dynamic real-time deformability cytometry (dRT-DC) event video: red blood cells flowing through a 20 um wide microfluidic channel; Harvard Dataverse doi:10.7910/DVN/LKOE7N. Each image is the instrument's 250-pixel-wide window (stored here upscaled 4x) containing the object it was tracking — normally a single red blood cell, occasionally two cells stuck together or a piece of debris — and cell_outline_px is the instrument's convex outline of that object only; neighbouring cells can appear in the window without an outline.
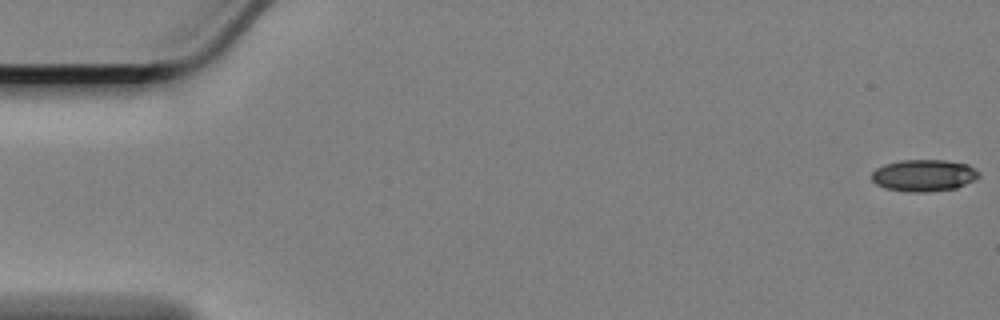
{"species": "Egyptian fruit bat (a non-hibernating species)", "species_latin": "Rousettus aegyptiacus", "temperature_condition": "cold", "stored_images_in_passage": 59, "camera_frame_rate_fps": 3000, "um_per_image_px": 0.085, "animal": {"sex": "female"}, "frame": {"image": 1, "passage_image": 1, "time_ms": 0.0, "image_size_px": [1000, 320], "cell_outline_px": [[980, 176], [956, 188], [928, 192], [908, 192], [884, 188], [876, 184], [872, 180], [872, 172], [876, 168], [884, 164], [900, 160], [944, 160], [968, 164], [980, 172]], "centroid_in_image_um": [78.5, 14.91], "position_along_channel_um": 6.5, "area_um2": 19.94}}
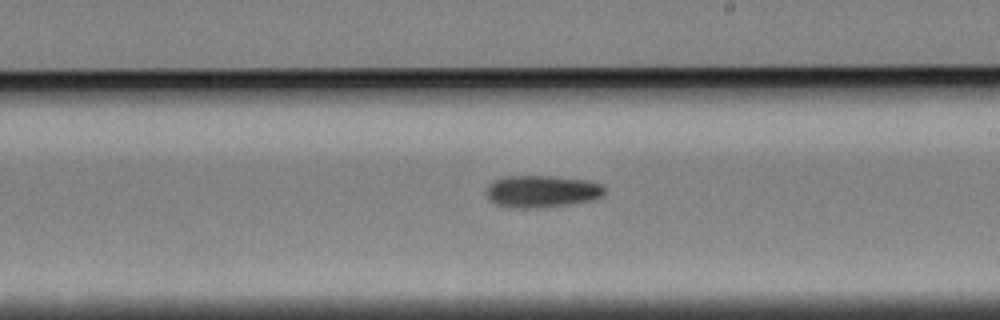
{"frame": {"image": 2, "passage_image": 34, "time_ms": 11.0, "image_size_px": [1000, 320], "cell_outline_px": [[604, 196], [596, 200], [576, 204], [544, 208], [516, 208], [496, 204], [488, 200], [488, 184], [492, 180], [504, 176], [552, 176], [584, 180], [600, 184], [604, 188]], "centroid_in_image_um": [46.08, 16.28], "position_along_channel_um": 242.9, "area_um2": 22.48}}
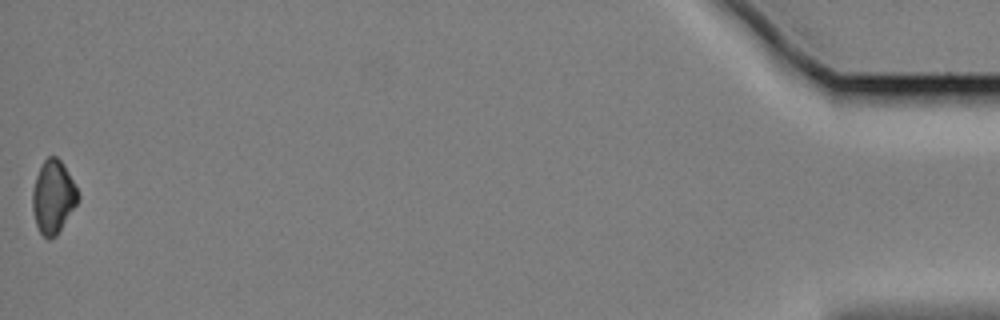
{"frame": {"image": 3, "passage_image": 59, "time_ms": 19.333, "image_size_px": [1000, 320], "cell_outline_px": [[80, 200], [56, 236], [48, 240], [40, 232], [36, 224], [32, 208], [32, 192], [36, 176], [44, 160], [48, 156], [56, 156], [64, 164], [80, 196]], "centroid_in_image_um": [4.53, 16.75], "position_along_channel_um": 430.7, "area_um2": 19.36}, "authors_computed_cell_mechanics": {"area_um2": 20.9236, "velocity_mm_per_s": 3.3983, "shape_relaxation_time_tau1_ms": 5.0152, "shape_relaxation_time_tau2_ms": null, "deformation_change_tau1": 0.1043, "deformation_change_tau2": null}}